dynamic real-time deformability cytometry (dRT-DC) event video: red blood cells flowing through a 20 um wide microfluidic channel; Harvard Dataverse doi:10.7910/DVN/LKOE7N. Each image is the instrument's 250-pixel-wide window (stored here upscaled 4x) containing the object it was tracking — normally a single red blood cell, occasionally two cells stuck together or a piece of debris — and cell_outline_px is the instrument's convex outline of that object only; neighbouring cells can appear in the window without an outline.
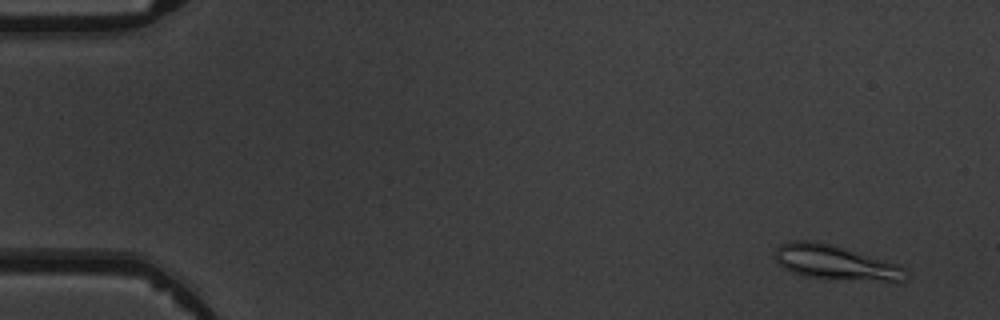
{"species": "common noctule bat (a hibernating species)", "species_latin": "Nyctalus noctula", "temperature_condition": "warm", "stored_images_in_passage": 6, "camera_frame_rate_fps": 3000, "um_per_image_px": 0.085, "animal": {"sex": "male", "body_mass_g": 19.5, "forearm_length_mm": 54.6}, "frame": {"image": 1, "passage_image": 1, "time_ms": 0.0, "image_size_px": [1000, 320], "cell_outline_px": [[904, 280], [896, 284], [804, 276], [792, 272], [784, 268], [776, 260], [776, 248], [780, 244], [792, 240], [808, 240], [832, 244], [896, 264], [904, 268]], "centroid_in_image_um": [71.04, 22.34], "position_along_channel_um": 14.0, "area_um2": 26.41}}
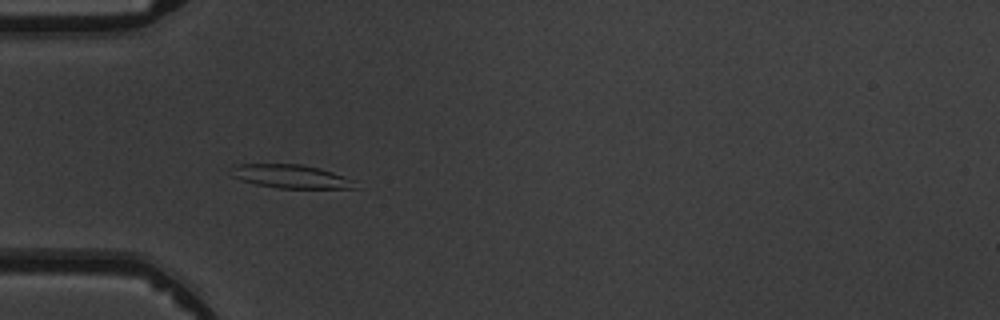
{"frame": {"image": 2, "passage_image": 5, "time_ms": 4.333, "image_size_px": [1000, 320], "cell_outline_px": [[356, 188], [280, 188], [256, 184], [232, 176], [236, 164], [300, 164], [320, 168], [356, 180]], "centroid_in_image_um": [24.81, 14.99], "position_along_channel_um": 60.2, "area_um2": 16.7}}
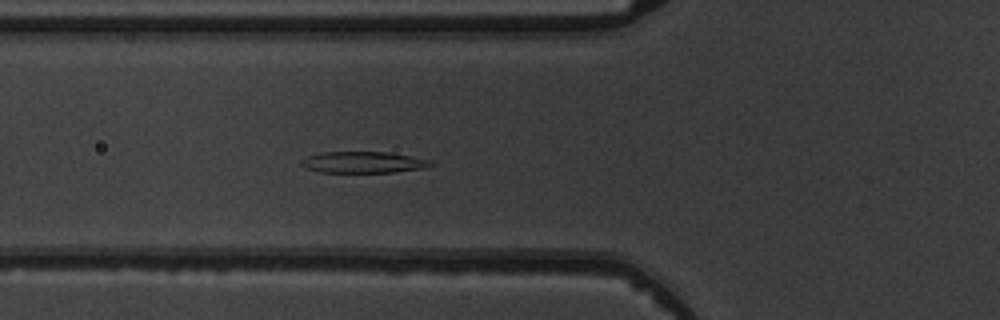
{"frame": {"image": 3, "passage_image": 6, "time_ms": 5.333, "image_size_px": [1000, 320], "cell_outline_px": [[436, 164], [424, 168], [396, 172], [320, 172], [308, 168], [300, 164], [300, 160], [308, 156], [320, 152], [388, 152], [432, 160]], "centroid_in_image_um": [30.92, 13.79], "position_along_channel_um": 94.9, "area_um2": 16.13}}